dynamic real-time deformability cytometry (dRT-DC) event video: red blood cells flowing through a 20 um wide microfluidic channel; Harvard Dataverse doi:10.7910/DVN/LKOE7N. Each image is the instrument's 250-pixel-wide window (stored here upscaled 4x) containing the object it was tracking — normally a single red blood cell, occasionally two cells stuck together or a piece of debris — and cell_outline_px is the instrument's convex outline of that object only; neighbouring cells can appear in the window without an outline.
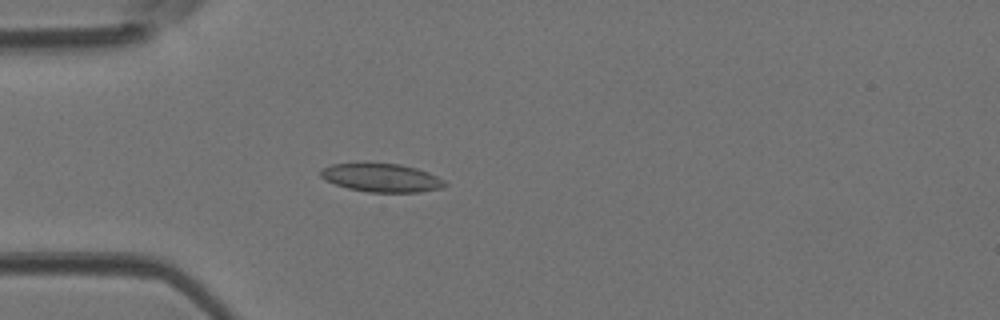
{"species": "Egyptian fruit bat (a non-hibernating species)", "species_latin": "Rousettus aegyptiacus", "temperature_condition": "room temperature", "stored_images_in_passage": 38, "camera_frame_rate_fps": 3000, "um_per_image_px": 0.085, "animal": {"sex": "female"}, "frame": {"image": 1, "passage_image": 6, "time_ms": 1.667, "image_size_px": [1000, 320], "cell_outline_px": [[448, 184], [440, 188], [420, 192], [368, 192], [348, 188], [324, 180], [320, 176], [320, 172], [324, 168], [332, 164], [364, 160], [400, 164], [416, 168], [428, 172], [444, 180]], "centroid_in_image_um": [32.38, 15.06], "position_along_channel_um": 52.6, "area_um2": 21.21}}
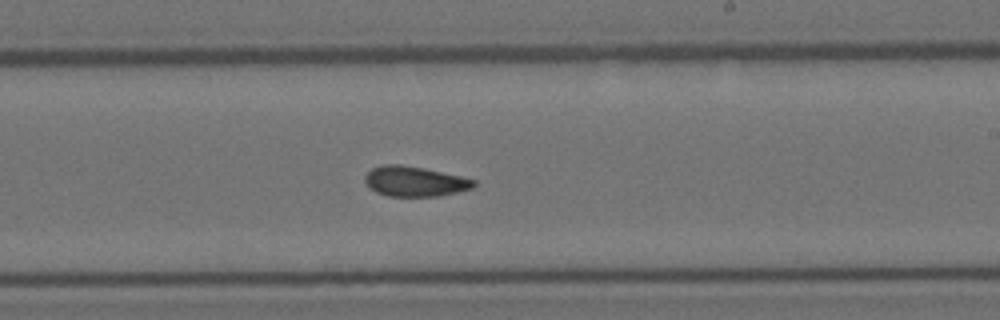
{"frame": {"image": 2, "passage_image": 20, "time_ms": 6.333, "image_size_px": [1000, 320], "cell_outline_px": [[476, 184], [472, 188], [440, 196], [388, 196], [376, 192], [368, 188], [364, 180], [364, 176], [372, 168], [384, 164], [400, 164], [424, 168], [460, 176], [476, 180]], "centroid_in_image_um": [35.22, 15.42], "position_along_channel_um": 253.8, "area_um2": 19.13}}
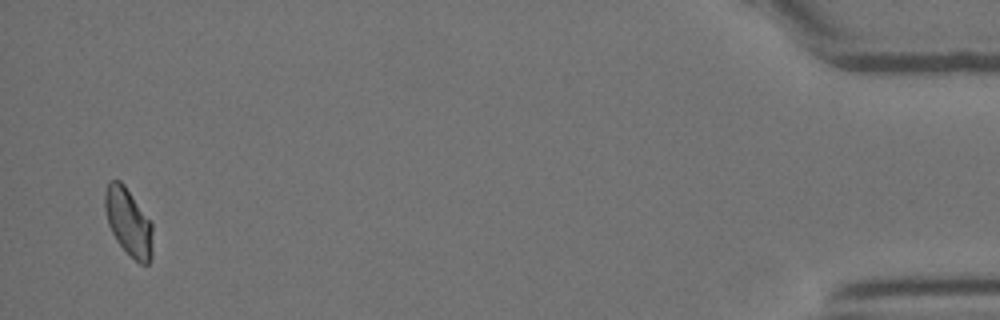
{"frame": {"image": 3, "passage_image": 37, "time_ms": 12.0, "image_size_px": [1000, 320], "cell_outline_px": [[152, 256], [148, 264], [140, 264], [116, 240], [108, 224], [104, 208], [104, 192], [108, 180], [120, 180], [124, 184], [152, 224]], "centroid_in_image_um": [10.9, 18.84], "position_along_channel_um": 424.3, "area_um2": 18.61}}